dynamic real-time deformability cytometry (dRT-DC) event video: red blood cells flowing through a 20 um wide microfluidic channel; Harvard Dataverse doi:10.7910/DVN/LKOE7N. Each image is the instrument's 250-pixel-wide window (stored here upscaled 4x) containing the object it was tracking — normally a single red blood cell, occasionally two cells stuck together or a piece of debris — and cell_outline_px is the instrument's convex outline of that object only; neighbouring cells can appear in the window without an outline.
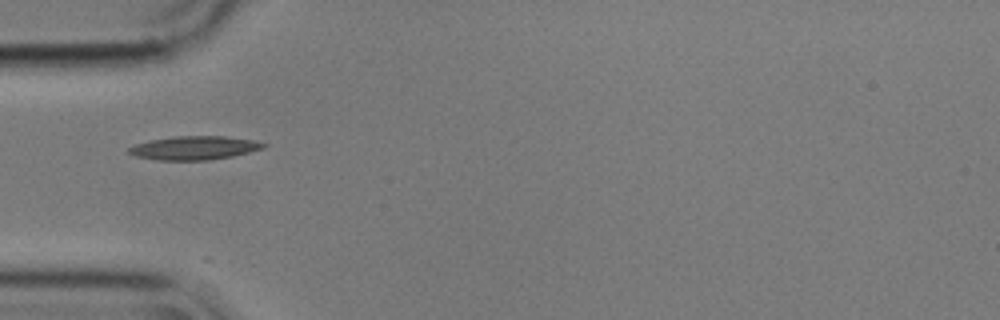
{"species": "common noctule bat (a hibernating species)", "species_latin": "Nyctalus noctula", "temperature_condition": "cold", "stored_images_in_passage": 13, "camera_frame_rate_fps": 3000, "um_per_image_px": 0.085, "animal": {"sex": "male", "body_mass_g": 17.9}, "frame": {"image": 1, "passage_image": 1, "time_ms": 0.0, "image_size_px": [1000, 320], "cell_outline_px": [[268, 144], [264, 148], [232, 156], [208, 160], [156, 160], [136, 156], [128, 152], [128, 148], [136, 144], [152, 140], [172, 136], [224, 136], [252, 140]], "centroid_in_image_um": [16.51, 12.57], "position_along_channel_um": 68.5, "area_um2": 18.38}}
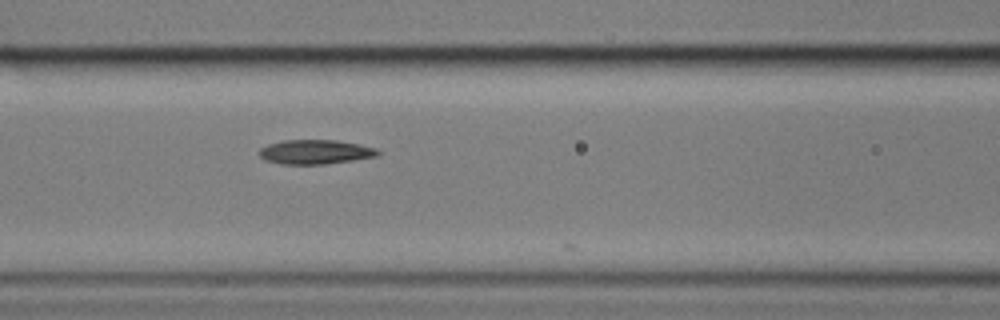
{"frame": {"image": 2, "passage_image": 7, "time_ms": 2.0, "image_size_px": [1000, 320], "cell_outline_px": [[380, 152], [376, 156], [352, 160], [324, 164], [280, 164], [264, 160], [256, 152], [260, 148], [268, 144], [284, 140], [336, 140], [360, 144], [376, 148]], "centroid_in_image_um": [26.75, 12.91], "position_along_channel_um": 139.9, "area_um2": 16.88}}
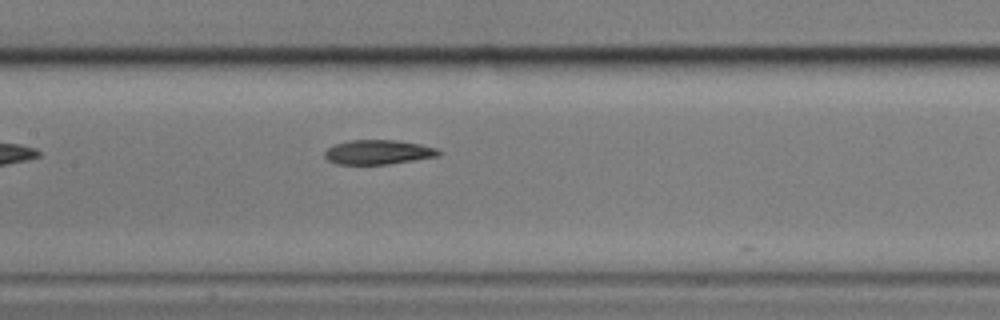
{"frame": {"image": 3, "passage_image": 10, "time_ms": 3.0, "image_size_px": [1000, 320], "cell_outline_px": [[444, 152], [440, 156], [388, 164], [336, 164], [328, 160], [324, 156], [324, 152], [328, 148], [336, 144], [348, 140], [396, 140], [420, 144], [436, 148]], "centroid_in_image_um": [32.17, 12.93], "position_along_channel_um": 175.2, "area_um2": 16.3}}